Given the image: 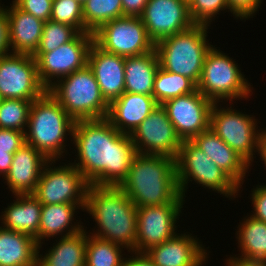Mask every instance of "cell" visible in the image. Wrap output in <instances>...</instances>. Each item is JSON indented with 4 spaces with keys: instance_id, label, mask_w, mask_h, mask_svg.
Here are the masks:
<instances>
[{
    "instance_id": "6da1fadb",
    "label": "cell",
    "mask_w": 266,
    "mask_h": 266,
    "mask_svg": "<svg viewBox=\"0 0 266 266\" xmlns=\"http://www.w3.org/2000/svg\"><path fill=\"white\" fill-rule=\"evenodd\" d=\"M78 163H72L93 185L119 186L137 154L131 136L107 119L80 120L72 134Z\"/></svg>"
},
{
    "instance_id": "7a4b0ae2",
    "label": "cell",
    "mask_w": 266,
    "mask_h": 266,
    "mask_svg": "<svg viewBox=\"0 0 266 266\" xmlns=\"http://www.w3.org/2000/svg\"><path fill=\"white\" fill-rule=\"evenodd\" d=\"M119 187L137 208L183 202L176 173V159L137 153Z\"/></svg>"
},
{
    "instance_id": "3957f363",
    "label": "cell",
    "mask_w": 266,
    "mask_h": 266,
    "mask_svg": "<svg viewBox=\"0 0 266 266\" xmlns=\"http://www.w3.org/2000/svg\"><path fill=\"white\" fill-rule=\"evenodd\" d=\"M85 209L100 229L92 236L136 251L137 207L119 186L90 184Z\"/></svg>"
},
{
    "instance_id": "277c9868",
    "label": "cell",
    "mask_w": 266,
    "mask_h": 266,
    "mask_svg": "<svg viewBox=\"0 0 266 266\" xmlns=\"http://www.w3.org/2000/svg\"><path fill=\"white\" fill-rule=\"evenodd\" d=\"M74 124L62 106L46 92L31 104L25 141L49 161H56L65 152L64 139L67 132L72 137Z\"/></svg>"
},
{
    "instance_id": "5b68a950",
    "label": "cell",
    "mask_w": 266,
    "mask_h": 266,
    "mask_svg": "<svg viewBox=\"0 0 266 266\" xmlns=\"http://www.w3.org/2000/svg\"><path fill=\"white\" fill-rule=\"evenodd\" d=\"M47 92L75 122L104 119L108 116L109 104L102 96L88 64L59 81H53Z\"/></svg>"
},
{
    "instance_id": "8992f818",
    "label": "cell",
    "mask_w": 266,
    "mask_h": 266,
    "mask_svg": "<svg viewBox=\"0 0 266 266\" xmlns=\"http://www.w3.org/2000/svg\"><path fill=\"white\" fill-rule=\"evenodd\" d=\"M207 25L192 27L169 36L155 44L159 67L191 79L196 85L201 76L208 51Z\"/></svg>"
},
{
    "instance_id": "52a82bcc",
    "label": "cell",
    "mask_w": 266,
    "mask_h": 266,
    "mask_svg": "<svg viewBox=\"0 0 266 266\" xmlns=\"http://www.w3.org/2000/svg\"><path fill=\"white\" fill-rule=\"evenodd\" d=\"M238 65L215 46L208 51L197 90L213 103L220 100L248 98L252 92Z\"/></svg>"
},
{
    "instance_id": "ba28073f",
    "label": "cell",
    "mask_w": 266,
    "mask_h": 266,
    "mask_svg": "<svg viewBox=\"0 0 266 266\" xmlns=\"http://www.w3.org/2000/svg\"><path fill=\"white\" fill-rule=\"evenodd\" d=\"M176 173L183 197L189 180L230 198L236 197L239 191V186L191 140L182 141L176 158Z\"/></svg>"
},
{
    "instance_id": "9c48e42d",
    "label": "cell",
    "mask_w": 266,
    "mask_h": 266,
    "mask_svg": "<svg viewBox=\"0 0 266 266\" xmlns=\"http://www.w3.org/2000/svg\"><path fill=\"white\" fill-rule=\"evenodd\" d=\"M102 50L122 57L138 56L155 49L140 17L123 16L102 24L93 32Z\"/></svg>"
},
{
    "instance_id": "30bf717a",
    "label": "cell",
    "mask_w": 266,
    "mask_h": 266,
    "mask_svg": "<svg viewBox=\"0 0 266 266\" xmlns=\"http://www.w3.org/2000/svg\"><path fill=\"white\" fill-rule=\"evenodd\" d=\"M53 162L49 161L43 167L33 195L42 205L69 203L86 206L89 182L72 163L53 169L49 166Z\"/></svg>"
},
{
    "instance_id": "8fae6325",
    "label": "cell",
    "mask_w": 266,
    "mask_h": 266,
    "mask_svg": "<svg viewBox=\"0 0 266 266\" xmlns=\"http://www.w3.org/2000/svg\"><path fill=\"white\" fill-rule=\"evenodd\" d=\"M9 53L0 56L1 99L33 102L42 97L47 88L39 79L36 60L30 54Z\"/></svg>"
},
{
    "instance_id": "7c38bea8",
    "label": "cell",
    "mask_w": 266,
    "mask_h": 266,
    "mask_svg": "<svg viewBox=\"0 0 266 266\" xmlns=\"http://www.w3.org/2000/svg\"><path fill=\"white\" fill-rule=\"evenodd\" d=\"M217 106L214 103L211 108L210 129L250 165L259 145L256 119L235 109Z\"/></svg>"
},
{
    "instance_id": "4fadbf2b",
    "label": "cell",
    "mask_w": 266,
    "mask_h": 266,
    "mask_svg": "<svg viewBox=\"0 0 266 266\" xmlns=\"http://www.w3.org/2000/svg\"><path fill=\"white\" fill-rule=\"evenodd\" d=\"M93 43V33H78L71 41L55 50L34 53L32 56L36 60L41 83L48 89L53 84V77V80H59L84 68L88 64V54Z\"/></svg>"
},
{
    "instance_id": "5bb4252c",
    "label": "cell",
    "mask_w": 266,
    "mask_h": 266,
    "mask_svg": "<svg viewBox=\"0 0 266 266\" xmlns=\"http://www.w3.org/2000/svg\"><path fill=\"white\" fill-rule=\"evenodd\" d=\"M136 152L177 158L182 144L165 108L159 104L130 135ZM145 147V148H144Z\"/></svg>"
},
{
    "instance_id": "9a60e30c",
    "label": "cell",
    "mask_w": 266,
    "mask_h": 266,
    "mask_svg": "<svg viewBox=\"0 0 266 266\" xmlns=\"http://www.w3.org/2000/svg\"><path fill=\"white\" fill-rule=\"evenodd\" d=\"M184 202L137 208L136 252L145 253L176 234V219Z\"/></svg>"
},
{
    "instance_id": "2e32d148",
    "label": "cell",
    "mask_w": 266,
    "mask_h": 266,
    "mask_svg": "<svg viewBox=\"0 0 266 266\" xmlns=\"http://www.w3.org/2000/svg\"><path fill=\"white\" fill-rule=\"evenodd\" d=\"M214 103L198 90L165 101L168 118L181 140H191L210 128V113Z\"/></svg>"
},
{
    "instance_id": "e0dca14e",
    "label": "cell",
    "mask_w": 266,
    "mask_h": 266,
    "mask_svg": "<svg viewBox=\"0 0 266 266\" xmlns=\"http://www.w3.org/2000/svg\"><path fill=\"white\" fill-rule=\"evenodd\" d=\"M140 18L154 44L195 24L185 0H149Z\"/></svg>"
},
{
    "instance_id": "ac0fdd59",
    "label": "cell",
    "mask_w": 266,
    "mask_h": 266,
    "mask_svg": "<svg viewBox=\"0 0 266 266\" xmlns=\"http://www.w3.org/2000/svg\"><path fill=\"white\" fill-rule=\"evenodd\" d=\"M88 66L109 105L124 94L125 57L108 53L93 43L88 54Z\"/></svg>"
},
{
    "instance_id": "d6986e66",
    "label": "cell",
    "mask_w": 266,
    "mask_h": 266,
    "mask_svg": "<svg viewBox=\"0 0 266 266\" xmlns=\"http://www.w3.org/2000/svg\"><path fill=\"white\" fill-rule=\"evenodd\" d=\"M49 160L28 143L23 144L14 154L9 172L4 179L14 195L33 194L36 190L43 167Z\"/></svg>"
},
{
    "instance_id": "ffe728a7",
    "label": "cell",
    "mask_w": 266,
    "mask_h": 266,
    "mask_svg": "<svg viewBox=\"0 0 266 266\" xmlns=\"http://www.w3.org/2000/svg\"><path fill=\"white\" fill-rule=\"evenodd\" d=\"M145 253L155 266H202L207 257L198 239L185 233L176 234Z\"/></svg>"
},
{
    "instance_id": "44dd1931",
    "label": "cell",
    "mask_w": 266,
    "mask_h": 266,
    "mask_svg": "<svg viewBox=\"0 0 266 266\" xmlns=\"http://www.w3.org/2000/svg\"><path fill=\"white\" fill-rule=\"evenodd\" d=\"M158 105L153 96L124 92L109 105L107 119L120 133L131 135Z\"/></svg>"
},
{
    "instance_id": "7402d4cb",
    "label": "cell",
    "mask_w": 266,
    "mask_h": 266,
    "mask_svg": "<svg viewBox=\"0 0 266 266\" xmlns=\"http://www.w3.org/2000/svg\"><path fill=\"white\" fill-rule=\"evenodd\" d=\"M191 141L241 188L250 165L240 155L210 128L193 137Z\"/></svg>"
},
{
    "instance_id": "603a6c76",
    "label": "cell",
    "mask_w": 266,
    "mask_h": 266,
    "mask_svg": "<svg viewBox=\"0 0 266 266\" xmlns=\"http://www.w3.org/2000/svg\"><path fill=\"white\" fill-rule=\"evenodd\" d=\"M11 5L9 9L5 8L11 53L33 55L39 48L44 21Z\"/></svg>"
},
{
    "instance_id": "cb8c5ba5",
    "label": "cell",
    "mask_w": 266,
    "mask_h": 266,
    "mask_svg": "<svg viewBox=\"0 0 266 266\" xmlns=\"http://www.w3.org/2000/svg\"><path fill=\"white\" fill-rule=\"evenodd\" d=\"M15 197L16 201L8 205L1 215L2 227L27 234L38 244L42 204L33 194H18Z\"/></svg>"
},
{
    "instance_id": "d4e9b609",
    "label": "cell",
    "mask_w": 266,
    "mask_h": 266,
    "mask_svg": "<svg viewBox=\"0 0 266 266\" xmlns=\"http://www.w3.org/2000/svg\"><path fill=\"white\" fill-rule=\"evenodd\" d=\"M35 239L0 226V266H37Z\"/></svg>"
},
{
    "instance_id": "484cf974",
    "label": "cell",
    "mask_w": 266,
    "mask_h": 266,
    "mask_svg": "<svg viewBox=\"0 0 266 266\" xmlns=\"http://www.w3.org/2000/svg\"><path fill=\"white\" fill-rule=\"evenodd\" d=\"M87 234L83 229L73 235L61 236L59 242L44 256L39 254L42 247L39 244L37 266H85Z\"/></svg>"
},
{
    "instance_id": "4316f807",
    "label": "cell",
    "mask_w": 266,
    "mask_h": 266,
    "mask_svg": "<svg viewBox=\"0 0 266 266\" xmlns=\"http://www.w3.org/2000/svg\"><path fill=\"white\" fill-rule=\"evenodd\" d=\"M158 68L155 49L142 55L125 57V92L153 96Z\"/></svg>"
},
{
    "instance_id": "83f0119b",
    "label": "cell",
    "mask_w": 266,
    "mask_h": 266,
    "mask_svg": "<svg viewBox=\"0 0 266 266\" xmlns=\"http://www.w3.org/2000/svg\"><path fill=\"white\" fill-rule=\"evenodd\" d=\"M79 207L84 210L86 206H77L69 203L42 205L38 245L42 244L41 240L46 237L62 235L63 232H66V234L63 233V236H69L83 230L84 226L79 225V223L77 225L73 224V226L69 225L72 224L75 210L79 209Z\"/></svg>"
},
{
    "instance_id": "f1b7e54d",
    "label": "cell",
    "mask_w": 266,
    "mask_h": 266,
    "mask_svg": "<svg viewBox=\"0 0 266 266\" xmlns=\"http://www.w3.org/2000/svg\"><path fill=\"white\" fill-rule=\"evenodd\" d=\"M241 258L250 262H266V223L252 216L248 217L238 230Z\"/></svg>"
},
{
    "instance_id": "f546056e",
    "label": "cell",
    "mask_w": 266,
    "mask_h": 266,
    "mask_svg": "<svg viewBox=\"0 0 266 266\" xmlns=\"http://www.w3.org/2000/svg\"><path fill=\"white\" fill-rule=\"evenodd\" d=\"M197 85L189 78L169 72L162 68L157 69L154 79L153 97L158 104H163L165 101L195 92Z\"/></svg>"
},
{
    "instance_id": "4dcf8cb0",
    "label": "cell",
    "mask_w": 266,
    "mask_h": 266,
    "mask_svg": "<svg viewBox=\"0 0 266 266\" xmlns=\"http://www.w3.org/2000/svg\"><path fill=\"white\" fill-rule=\"evenodd\" d=\"M123 16L122 0H85L83 3L84 27L91 33Z\"/></svg>"
},
{
    "instance_id": "1f68e13d",
    "label": "cell",
    "mask_w": 266,
    "mask_h": 266,
    "mask_svg": "<svg viewBox=\"0 0 266 266\" xmlns=\"http://www.w3.org/2000/svg\"><path fill=\"white\" fill-rule=\"evenodd\" d=\"M121 248L108 240L88 235L85 266H122Z\"/></svg>"
},
{
    "instance_id": "d6a6232c",
    "label": "cell",
    "mask_w": 266,
    "mask_h": 266,
    "mask_svg": "<svg viewBox=\"0 0 266 266\" xmlns=\"http://www.w3.org/2000/svg\"><path fill=\"white\" fill-rule=\"evenodd\" d=\"M32 101L22 99H1L0 129L25 132Z\"/></svg>"
},
{
    "instance_id": "836d02e7",
    "label": "cell",
    "mask_w": 266,
    "mask_h": 266,
    "mask_svg": "<svg viewBox=\"0 0 266 266\" xmlns=\"http://www.w3.org/2000/svg\"><path fill=\"white\" fill-rule=\"evenodd\" d=\"M50 20L70 25L79 33L89 32L84 27L83 4L79 0H53Z\"/></svg>"
},
{
    "instance_id": "e575fe53",
    "label": "cell",
    "mask_w": 266,
    "mask_h": 266,
    "mask_svg": "<svg viewBox=\"0 0 266 266\" xmlns=\"http://www.w3.org/2000/svg\"><path fill=\"white\" fill-rule=\"evenodd\" d=\"M79 32L70 25L51 20L44 22L39 48L35 53H46L71 41Z\"/></svg>"
},
{
    "instance_id": "d590c367",
    "label": "cell",
    "mask_w": 266,
    "mask_h": 266,
    "mask_svg": "<svg viewBox=\"0 0 266 266\" xmlns=\"http://www.w3.org/2000/svg\"><path fill=\"white\" fill-rule=\"evenodd\" d=\"M229 9L226 0H191L189 2V12L195 24H211L213 17L220 10Z\"/></svg>"
},
{
    "instance_id": "8d00e7d4",
    "label": "cell",
    "mask_w": 266,
    "mask_h": 266,
    "mask_svg": "<svg viewBox=\"0 0 266 266\" xmlns=\"http://www.w3.org/2000/svg\"><path fill=\"white\" fill-rule=\"evenodd\" d=\"M53 0H21L16 6L22 11L43 20H50Z\"/></svg>"
},
{
    "instance_id": "74e56055",
    "label": "cell",
    "mask_w": 266,
    "mask_h": 266,
    "mask_svg": "<svg viewBox=\"0 0 266 266\" xmlns=\"http://www.w3.org/2000/svg\"><path fill=\"white\" fill-rule=\"evenodd\" d=\"M25 143V132L0 129V151L14 154Z\"/></svg>"
},
{
    "instance_id": "f35d334b",
    "label": "cell",
    "mask_w": 266,
    "mask_h": 266,
    "mask_svg": "<svg viewBox=\"0 0 266 266\" xmlns=\"http://www.w3.org/2000/svg\"><path fill=\"white\" fill-rule=\"evenodd\" d=\"M228 3L229 11L233 16L242 19L250 18L253 16L257 9L260 7L261 0H226Z\"/></svg>"
},
{
    "instance_id": "ab89813d",
    "label": "cell",
    "mask_w": 266,
    "mask_h": 266,
    "mask_svg": "<svg viewBox=\"0 0 266 266\" xmlns=\"http://www.w3.org/2000/svg\"><path fill=\"white\" fill-rule=\"evenodd\" d=\"M251 195L255 211L251 216L266 223V185H259Z\"/></svg>"
},
{
    "instance_id": "60d3db41",
    "label": "cell",
    "mask_w": 266,
    "mask_h": 266,
    "mask_svg": "<svg viewBox=\"0 0 266 266\" xmlns=\"http://www.w3.org/2000/svg\"><path fill=\"white\" fill-rule=\"evenodd\" d=\"M10 49L8 16L4 8H0V56L8 54Z\"/></svg>"
},
{
    "instance_id": "b9f144b4",
    "label": "cell",
    "mask_w": 266,
    "mask_h": 266,
    "mask_svg": "<svg viewBox=\"0 0 266 266\" xmlns=\"http://www.w3.org/2000/svg\"><path fill=\"white\" fill-rule=\"evenodd\" d=\"M149 0H122V10L124 16L140 17Z\"/></svg>"
},
{
    "instance_id": "7bdbcfd3",
    "label": "cell",
    "mask_w": 266,
    "mask_h": 266,
    "mask_svg": "<svg viewBox=\"0 0 266 266\" xmlns=\"http://www.w3.org/2000/svg\"><path fill=\"white\" fill-rule=\"evenodd\" d=\"M134 255L132 258H124L122 266H155L146 253L135 251Z\"/></svg>"
},
{
    "instance_id": "ee69618b",
    "label": "cell",
    "mask_w": 266,
    "mask_h": 266,
    "mask_svg": "<svg viewBox=\"0 0 266 266\" xmlns=\"http://www.w3.org/2000/svg\"><path fill=\"white\" fill-rule=\"evenodd\" d=\"M12 160H13V153L0 151V174H3V177H5L6 174L9 172Z\"/></svg>"
},
{
    "instance_id": "f6af8a7d",
    "label": "cell",
    "mask_w": 266,
    "mask_h": 266,
    "mask_svg": "<svg viewBox=\"0 0 266 266\" xmlns=\"http://www.w3.org/2000/svg\"><path fill=\"white\" fill-rule=\"evenodd\" d=\"M258 154L264 161L266 166V130H259V145H258Z\"/></svg>"
},
{
    "instance_id": "bcb514c9",
    "label": "cell",
    "mask_w": 266,
    "mask_h": 266,
    "mask_svg": "<svg viewBox=\"0 0 266 266\" xmlns=\"http://www.w3.org/2000/svg\"><path fill=\"white\" fill-rule=\"evenodd\" d=\"M227 266H266V262H250L242 259L231 258L227 260Z\"/></svg>"
},
{
    "instance_id": "7dc6e473",
    "label": "cell",
    "mask_w": 266,
    "mask_h": 266,
    "mask_svg": "<svg viewBox=\"0 0 266 266\" xmlns=\"http://www.w3.org/2000/svg\"><path fill=\"white\" fill-rule=\"evenodd\" d=\"M20 1H21V0H14L12 4H13V5H17Z\"/></svg>"
}]
</instances>
